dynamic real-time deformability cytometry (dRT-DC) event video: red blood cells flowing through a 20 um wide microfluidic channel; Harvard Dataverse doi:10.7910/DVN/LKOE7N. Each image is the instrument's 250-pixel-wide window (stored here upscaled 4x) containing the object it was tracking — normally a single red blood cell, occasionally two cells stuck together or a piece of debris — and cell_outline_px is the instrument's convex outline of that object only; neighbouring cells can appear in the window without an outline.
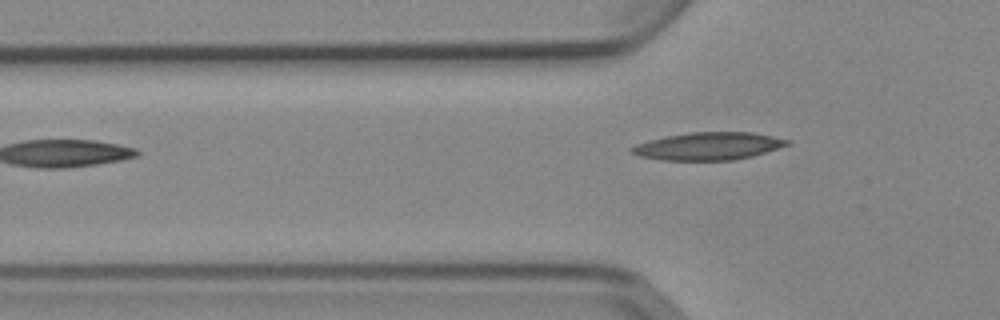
{"species": "Egyptian fruit bat (a non-hibernating species)", "species_latin": "Rousettus aegyptiacus", "temperature_condition": "cold", "stored_images_in_passage": 2, "camera_frame_rate_fps": 3000, "um_per_image_px": 0.085, "animal": {"sex": "female"}, "frame": {"image": 1, "passage_image": 2, "time_ms": 1.333, "image_size_px": [1000, 320], "cell_outline_px": [[792, 144], [752, 156], [732, 160], [660, 160], [640, 156], [628, 152], [628, 148], [636, 144], [648, 140], [688, 132], [752, 132], [792, 140]], "centroid_in_image_um": [60.2, 12.42], "position_along_channel_um": 65.6, "area_um2": 25.2}}